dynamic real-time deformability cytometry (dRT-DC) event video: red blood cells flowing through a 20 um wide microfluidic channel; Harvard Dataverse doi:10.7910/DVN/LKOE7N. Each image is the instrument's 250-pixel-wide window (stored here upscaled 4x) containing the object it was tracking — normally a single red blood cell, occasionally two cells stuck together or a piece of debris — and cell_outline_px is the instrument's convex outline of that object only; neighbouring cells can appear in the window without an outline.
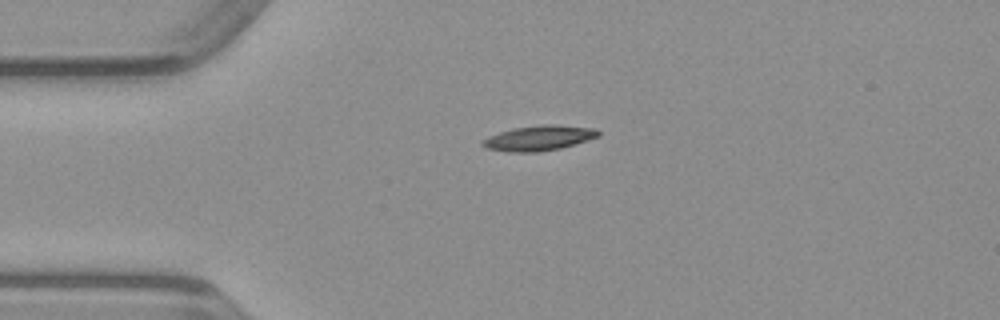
{"species": "common noctule bat (a hibernating species)", "species_latin": "Nyctalus noctula", "temperature_condition": "warm", "stored_images_in_passage": 39, "camera_frame_rate_fps": 3000, "um_per_image_px": 0.085, "animal": {"sex": "male", "body_mass_g": 23.1, "forearm_length_mm": 52.7}, "frame": {"image": 1, "passage_image": 1, "time_ms": 0.0, "image_size_px": [1000, 320], "cell_outline_px": [[600, 136], [588, 140], [560, 148], [536, 152], [508, 152], [488, 148], [480, 144], [488, 136], [500, 132], [516, 128], [544, 124], [556, 124], [596, 128], [600, 132]], "centroid_in_image_um": [45.85, 11.73], "position_along_channel_um": 39.1, "area_um2": 16.82}}
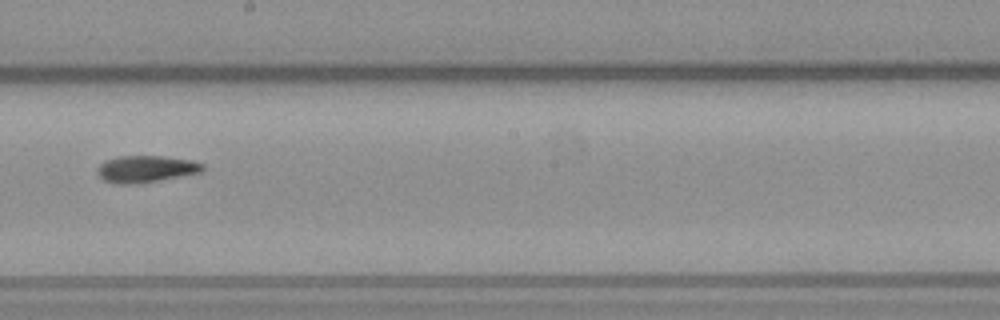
{"frame": {"image": 2, "passage_image": 17, "time_ms": 5.333, "image_size_px": [1000, 320], "cell_outline_px": [[204, 168], [200, 172], [144, 184], [116, 184], [104, 180], [96, 172], [96, 168], [104, 160], [116, 156], [160, 156], [192, 160], [204, 164]], "centroid_in_image_um": [12.37, 14.37], "position_along_channel_um": 235.8, "area_um2": 16.76}}
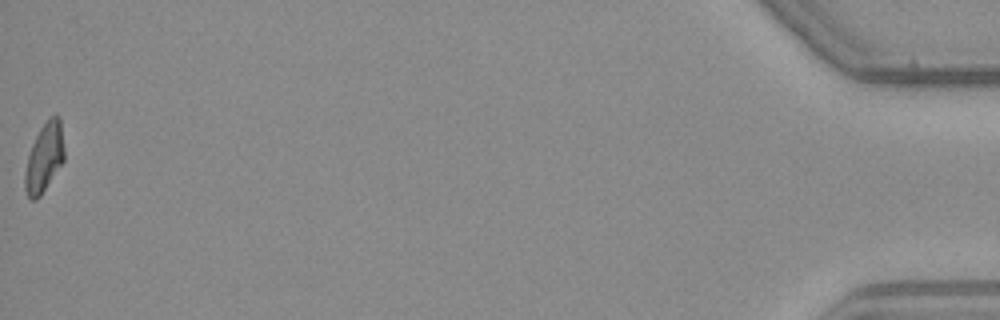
{"frame": {"image": 3, "passage_image": 39, "time_ms": 12.667, "image_size_px": [1000, 320], "cell_outline_px": [[64, 160], [40, 196], [36, 200], [32, 200], [28, 196], [24, 188], [24, 172], [28, 156], [32, 144], [40, 128], [48, 116], [56, 112], [60, 116], [64, 148]], "centroid_in_image_um": [3.77, 13.34], "position_along_channel_um": 431.4, "area_um2": 15.95}}